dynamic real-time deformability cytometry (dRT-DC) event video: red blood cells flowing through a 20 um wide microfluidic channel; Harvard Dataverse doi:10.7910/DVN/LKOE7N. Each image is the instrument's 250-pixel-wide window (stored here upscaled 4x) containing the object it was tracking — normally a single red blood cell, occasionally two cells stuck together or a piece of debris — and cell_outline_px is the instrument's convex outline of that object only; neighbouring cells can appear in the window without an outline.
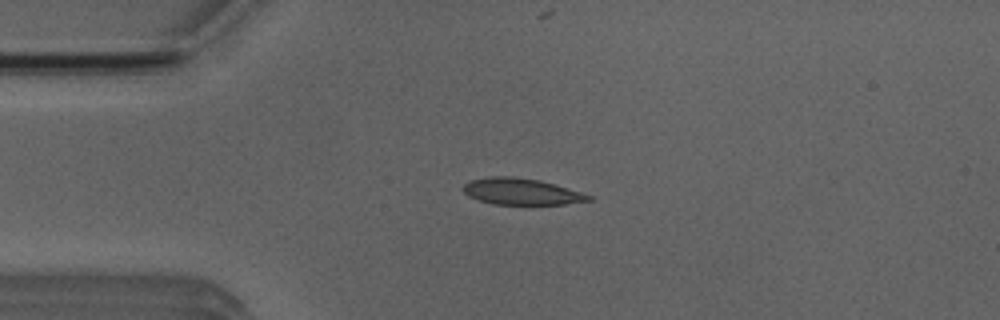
{"species": "Egyptian fruit bat (a non-hibernating species)", "species_latin": "Rousettus aegyptiacus", "temperature_condition": "room temperature", "stored_images_in_passage": 5, "camera_frame_rate_fps": 3000, "um_per_image_px": 0.085, "animal": {"sex": "male"}, "frame": {"image": 1, "passage_image": 4, "time_ms": 3.667, "image_size_px": [1000, 320], "cell_outline_px": [[592, 200], [564, 204], [492, 204], [476, 200], [468, 196], [460, 188], [468, 180], [492, 176], [512, 176], [540, 180], [592, 196]], "centroid_in_image_um": [44.22, 16.28], "position_along_channel_um": 40.8, "area_um2": 19.31}}